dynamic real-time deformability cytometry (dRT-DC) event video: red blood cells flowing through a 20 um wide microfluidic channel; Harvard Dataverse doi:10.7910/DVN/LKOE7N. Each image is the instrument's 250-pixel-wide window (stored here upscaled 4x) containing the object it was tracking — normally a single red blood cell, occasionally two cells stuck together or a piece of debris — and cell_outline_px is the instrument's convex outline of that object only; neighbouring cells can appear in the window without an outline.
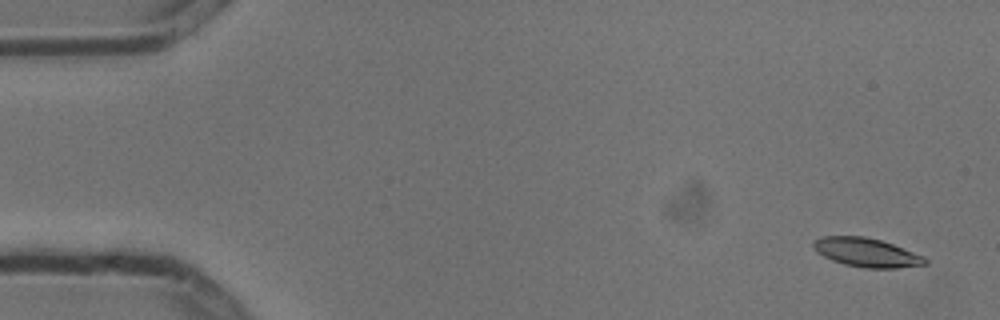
{"species": "common noctule bat (a hibernating species)", "species_latin": "Nyctalus noctula", "temperature_condition": "cold", "stored_images_in_passage": 5, "camera_frame_rate_fps": 3000, "um_per_image_px": 0.085, "animal": {"sex": "male", "body_mass_g": 13.3}, "frame": {"image": 1, "passage_image": 1, "time_ms": 0.0, "image_size_px": [1000, 320], "cell_outline_px": [[928, 264], [896, 268], [864, 268], [844, 264], [832, 260], [816, 252], [812, 248], [812, 240], [820, 236], [864, 236], [880, 240], [892, 244], [924, 256], [928, 260]], "centroid_in_image_um": [73.62, 21.46], "position_along_channel_um": 11.4, "area_um2": 18.9}}
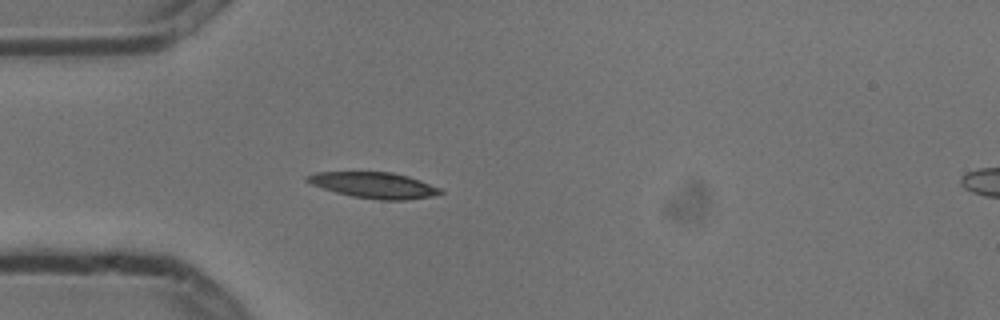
{"frame": {"image": 2, "passage_image": 4, "time_ms": 1.0, "image_size_px": [1000, 320], "cell_outline_px": [[444, 192], [432, 196], [404, 200], [380, 200], [352, 196], [336, 192], [312, 184], [304, 180], [304, 176], [316, 172], [392, 172], [408, 176], [420, 180], [440, 188]], "centroid_in_image_um": [31.78, 15.73], "position_along_channel_um": 53.2, "area_um2": 20.0}}